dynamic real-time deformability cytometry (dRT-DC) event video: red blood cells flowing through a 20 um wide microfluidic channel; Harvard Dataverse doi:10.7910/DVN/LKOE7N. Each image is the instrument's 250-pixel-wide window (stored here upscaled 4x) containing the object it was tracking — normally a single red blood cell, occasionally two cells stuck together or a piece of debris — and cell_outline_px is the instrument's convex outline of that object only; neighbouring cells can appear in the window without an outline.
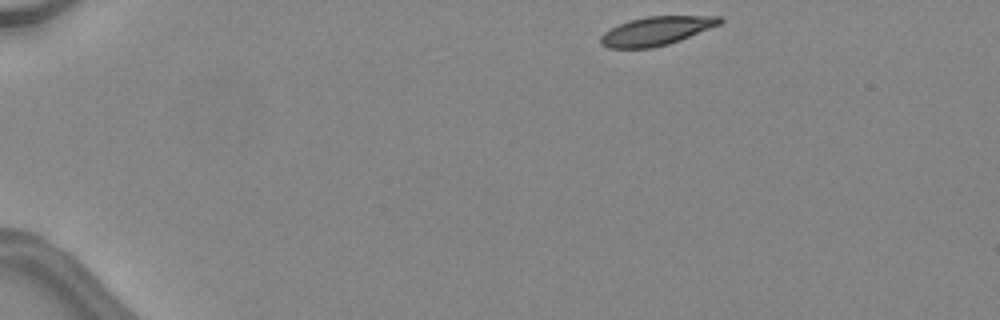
{"species": "common noctule bat (a hibernating species)", "species_latin": "Nyctalus noctula", "temperature_condition": "warm", "stored_images_in_passage": 39, "camera_frame_rate_fps": 3000, "um_per_image_px": 0.085, "animal": {"sex": "female", "body_mass_g": 24.6, "forearm_length_mm": 56.2}, "frame": {"image": 1, "passage_image": 1, "time_ms": 0.0, "image_size_px": [1000, 320], "cell_outline_px": [[724, 20], [720, 24], [680, 40], [668, 44], [652, 48], [608, 48], [600, 44], [600, 36], [604, 32], [628, 20], [648, 16], [720, 16]], "centroid_in_image_um": [55.77, 2.63], "position_along_channel_um": 29.2, "area_um2": 19.83}}
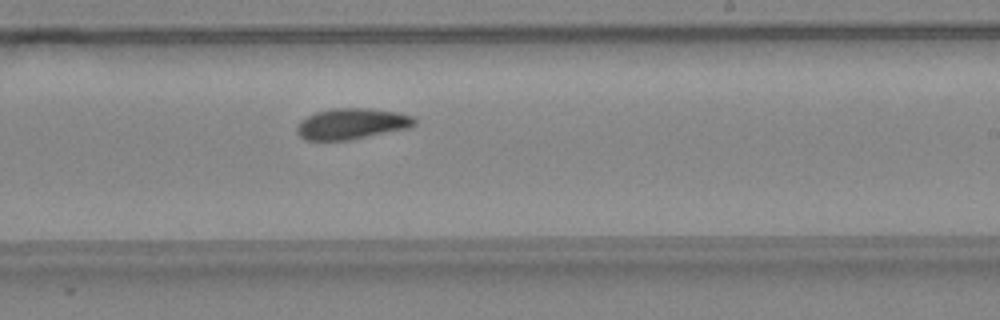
{"frame": {"image": 2, "passage_image": 23, "time_ms": 7.333, "image_size_px": [1000, 320], "cell_outline_px": [[416, 124], [408, 128], [348, 140], [304, 140], [296, 132], [296, 128], [300, 120], [316, 112], [332, 108], [368, 108], [396, 112], [416, 116]], "centroid_in_image_um": [29.89, 10.51], "position_along_channel_um": 259.1, "area_um2": 21.21}}
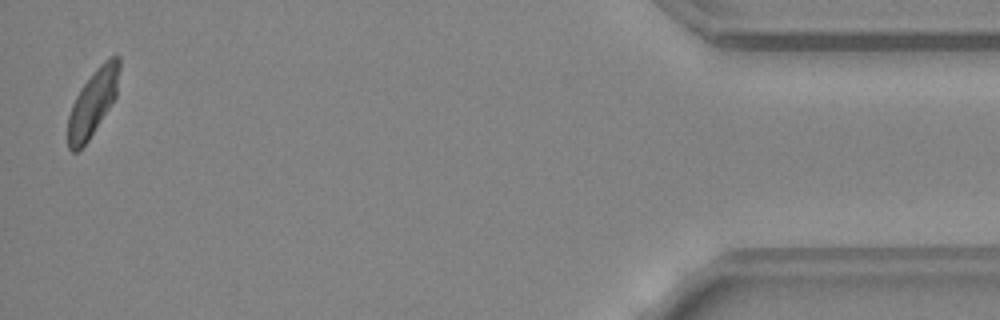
{"frame": {"image": 3, "passage_image": 39, "time_ms": 12.667, "image_size_px": [1000, 320], "cell_outline_px": [[120, 68], [116, 96], [88, 140], [76, 152], [72, 152], [68, 148], [68, 116], [72, 104], [80, 88], [96, 68], [104, 60], [116, 52], [120, 56]], "centroid_in_image_um": [7.9, 8.66], "position_along_channel_um": 427.3, "area_um2": 19.77}, "authors_computed_cell_mechanics": {"area_um2": 21.1548, "velocity_mm_per_s": 4.5145, "shape_relaxation_time_tau1_ms": 4.5347, "shape_relaxation_time_tau2_ms": 3.0179, "deformation_change_tau1": 0.1651, "deformation_change_tau2": 0.0862}}